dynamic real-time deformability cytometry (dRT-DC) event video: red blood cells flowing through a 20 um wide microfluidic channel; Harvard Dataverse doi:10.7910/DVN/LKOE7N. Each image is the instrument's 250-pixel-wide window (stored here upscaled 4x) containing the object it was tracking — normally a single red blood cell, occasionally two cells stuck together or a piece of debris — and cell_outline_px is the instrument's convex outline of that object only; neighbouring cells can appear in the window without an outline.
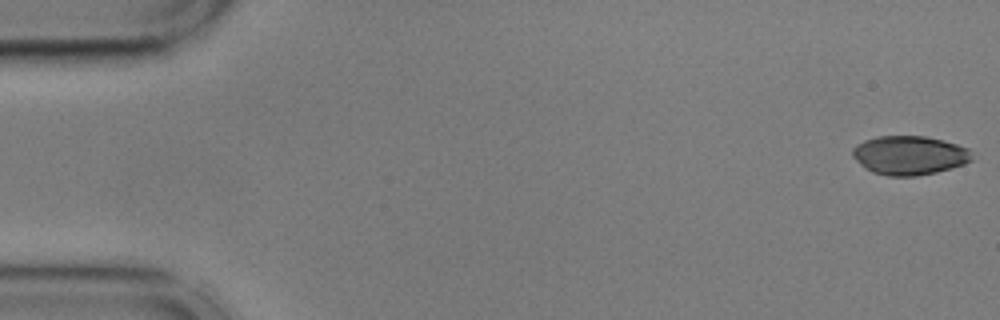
{"species": "common noctule bat (a hibernating species)", "species_latin": "Nyctalus noctula", "temperature_condition": "cold", "stored_images_in_passage": 55, "camera_frame_rate_fps": 3000, "um_per_image_px": 0.085, "animal": {"sex": "male", "body_mass_g": 17.9, "forearm_length_mm": 54.2}, "frame": {"image": 1, "passage_image": 1, "time_ms": 0.0, "image_size_px": [1000, 320], "cell_outline_px": [[972, 160], [964, 164], [952, 168], [936, 172], [916, 176], [888, 176], [872, 172], [864, 168], [852, 156], [852, 148], [856, 144], [864, 140], [876, 136], [924, 136], [944, 140], [968, 148]], "centroid_in_image_um": [77.26, 13.2], "position_along_channel_um": 7.7, "area_um2": 27.22}}
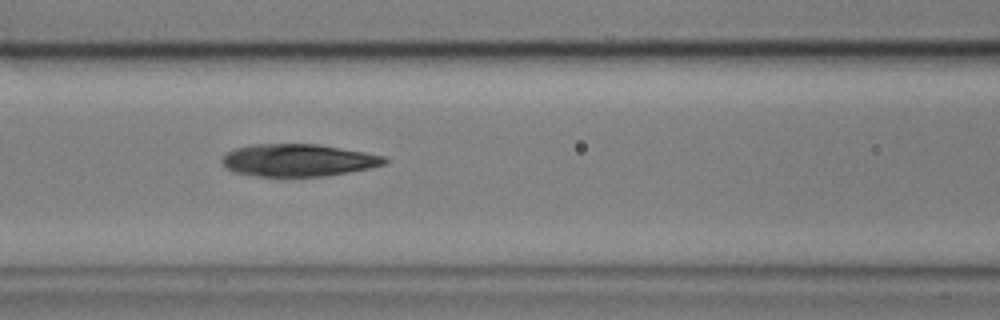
{"frame": {"image": 2, "passage_image": 23, "time_ms": 7.333, "image_size_px": [1000, 320], "cell_outline_px": [[388, 160], [384, 164], [368, 168], [348, 172], [324, 176], [260, 176], [236, 172], [228, 168], [220, 160], [228, 152], [236, 148], [256, 144], [316, 144], [364, 152], [384, 156]], "centroid_in_image_um": [25.35, 13.61], "position_along_channel_um": 141.2, "area_um2": 30.11}}
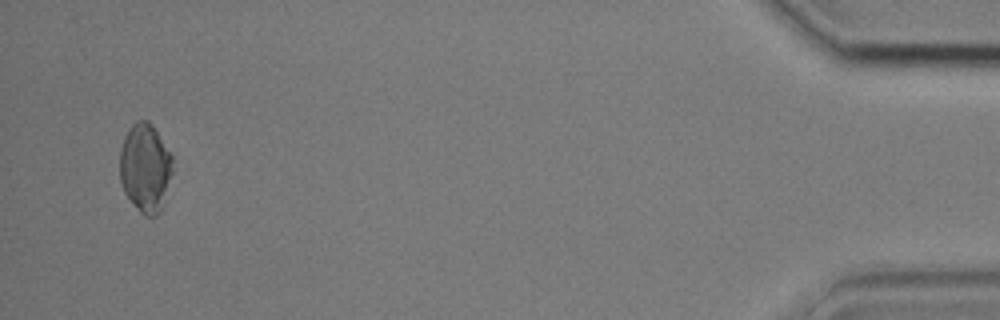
{"frame": {"image": 3, "passage_image": 53, "time_ms": 17.333, "image_size_px": [1000, 320], "cell_outline_px": [[172, 172], [160, 208], [156, 216], [144, 216], [132, 204], [124, 192], [120, 180], [120, 148], [124, 136], [128, 128], [136, 120], [148, 120], [152, 124], [172, 156]], "centroid_in_image_um": [12.31, 14.23], "position_along_channel_um": 422.9, "area_um2": 27.11}}